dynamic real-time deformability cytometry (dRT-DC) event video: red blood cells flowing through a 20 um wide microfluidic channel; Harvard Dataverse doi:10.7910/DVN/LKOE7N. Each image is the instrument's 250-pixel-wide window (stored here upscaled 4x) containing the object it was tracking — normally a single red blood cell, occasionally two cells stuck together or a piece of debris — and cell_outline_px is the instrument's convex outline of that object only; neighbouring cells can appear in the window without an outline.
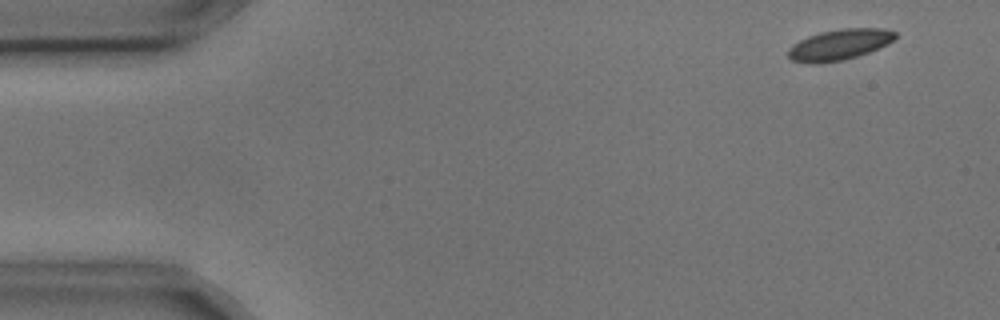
{"species": "common noctule bat (a hibernating species)", "species_latin": "Nyctalus noctula", "temperature_condition": "cold", "stored_images_in_passage": 5, "camera_frame_rate_fps": 3000, "um_per_image_px": 0.085, "animal": {"sex": "male", "body_mass_g": 17.9, "forearm_length_mm": 54.2}, "frame": {"image": 1, "passage_image": 1, "time_ms": 0.0, "image_size_px": [1000, 320], "cell_outline_px": [[896, 36], [888, 44], [868, 52], [844, 60], [816, 64], [808, 64], [792, 60], [788, 56], [788, 48], [792, 44], [808, 36], [820, 32], [840, 28], [884, 28], [896, 32]], "centroid_in_image_um": [71.32, 3.79], "position_along_channel_um": 13.7, "area_um2": 19.31}}